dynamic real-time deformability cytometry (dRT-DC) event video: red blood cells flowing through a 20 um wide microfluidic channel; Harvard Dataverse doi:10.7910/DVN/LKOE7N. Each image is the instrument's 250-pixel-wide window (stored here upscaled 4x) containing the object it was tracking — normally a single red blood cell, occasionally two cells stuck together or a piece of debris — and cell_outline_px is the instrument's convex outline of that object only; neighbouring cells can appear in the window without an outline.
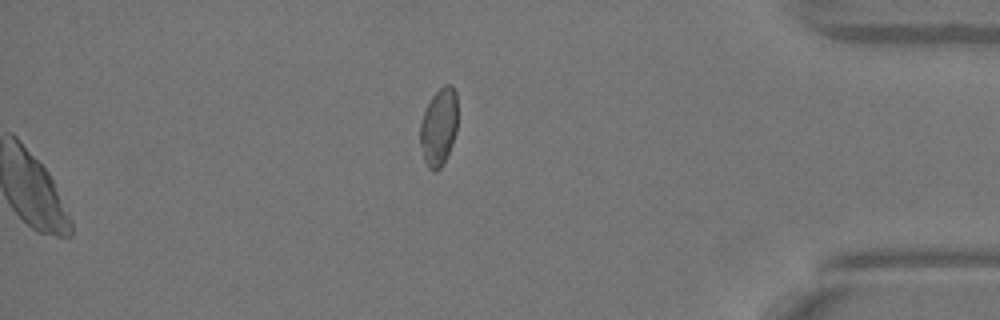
{"species": "Egyptian fruit bat (a non-hibernating species)", "species_latin": "Rousettus aegyptiacus", "temperature_condition": "warm", "stored_images_in_passage": 35, "segment_of_instrument_passage": [2, 2], "camera_frame_rate_fps": 3000, "um_per_image_px": 0.085, "animal": {"sex": "female"}, "frame": {"image": 1, "passage_image": 35, "time_ms": 11.333, "image_size_px": [1000, 320], "cell_outline_px": [[456, 132], [452, 144], [440, 168], [436, 172], [432, 172], [428, 168], [424, 160], [420, 144], [420, 124], [424, 112], [432, 96], [444, 84], [452, 84], [456, 92]], "centroid_in_image_um": [37.28, 10.79], "position_along_channel_um": 397.9, "area_um2": 16.82}}